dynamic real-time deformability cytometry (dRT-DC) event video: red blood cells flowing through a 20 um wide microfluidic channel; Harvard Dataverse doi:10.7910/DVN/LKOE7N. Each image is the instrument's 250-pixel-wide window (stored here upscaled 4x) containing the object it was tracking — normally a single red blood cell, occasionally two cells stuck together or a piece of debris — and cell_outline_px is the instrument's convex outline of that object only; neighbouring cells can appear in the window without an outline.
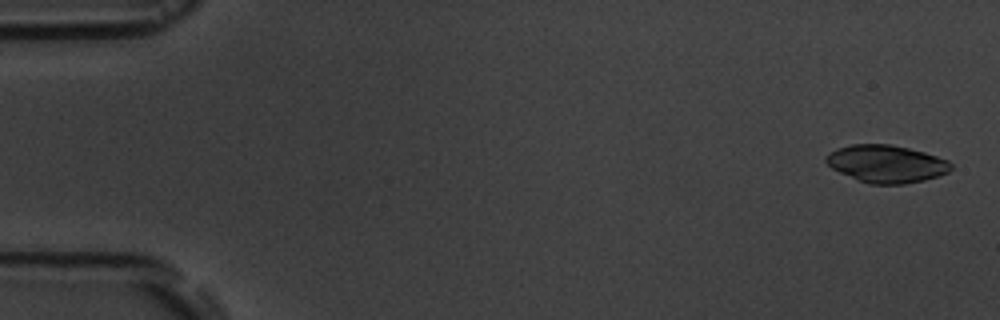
{"species": "common noctule bat (a hibernating species)", "species_latin": "Nyctalus noctula", "temperature_condition": "room temperature", "stored_images_in_passage": 4, "camera_frame_rate_fps": 3000, "um_per_image_px": 0.085, "animal": {"sex": "male", "body_mass_g": 19.5, "forearm_length_mm": 54.6}, "frame": {"image": 1, "passage_image": 1, "time_ms": 0.0, "image_size_px": [1000, 320], "cell_outline_px": [[952, 168], [948, 172], [940, 176], [924, 180], [904, 184], [868, 184], [840, 172], [832, 168], [824, 160], [824, 156], [836, 148], [852, 144], [892, 144], [924, 152], [948, 160], [952, 164]], "centroid_in_image_um": [75.34, 13.92], "position_along_channel_um": 9.7, "area_um2": 27.4}}
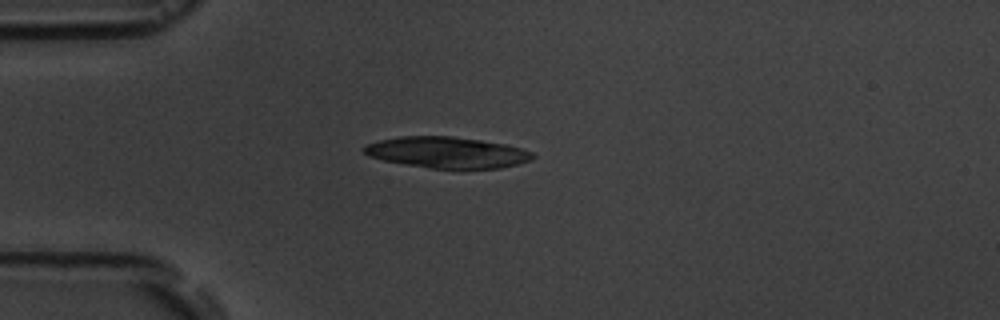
{"frame": {"image": 2, "passage_image": 4, "time_ms": 4.333, "image_size_px": [1000, 320], "cell_outline_px": [[536, 156], [532, 160], [500, 168], [432, 168], [404, 164], [384, 160], [368, 156], [360, 148], [364, 144], [380, 140], [400, 136], [452, 136], [480, 140], [504, 144], [520, 148], [532, 152]], "centroid_in_image_um": [37.96, 12.95], "position_along_channel_um": 47.0, "area_um2": 30.52}}